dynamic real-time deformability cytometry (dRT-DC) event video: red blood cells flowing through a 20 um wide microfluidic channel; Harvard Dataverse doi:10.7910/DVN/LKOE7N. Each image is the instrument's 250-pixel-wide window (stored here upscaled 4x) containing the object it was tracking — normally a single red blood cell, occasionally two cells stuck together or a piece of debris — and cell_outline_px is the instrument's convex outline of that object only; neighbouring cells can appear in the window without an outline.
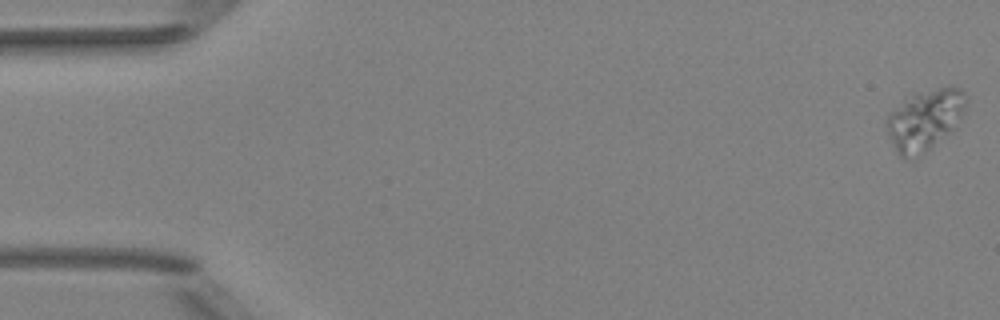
{"species": "Egyptian fruit bat (a non-hibernating species)", "species_latin": "Rousettus aegyptiacus", "temperature_condition": "room temperature", "stored_images_in_passage": 53, "camera_frame_rate_fps": 3000, "um_per_image_px": 0.085, "animal": {"sex": "female"}, "frame": {"image": 1, "passage_image": 1, "time_ms": 0.0, "image_size_px": [1000, 320], "cell_outline_px": [[968, 100], [964, 112], [956, 128], [924, 152], [904, 160], [896, 152], [888, 136], [884, 120], [912, 92], [948, 84], [960, 88], [968, 96]], "centroid_in_image_um": [78.64, 10.12], "position_along_channel_um": 6.4, "area_um2": 28.84}}
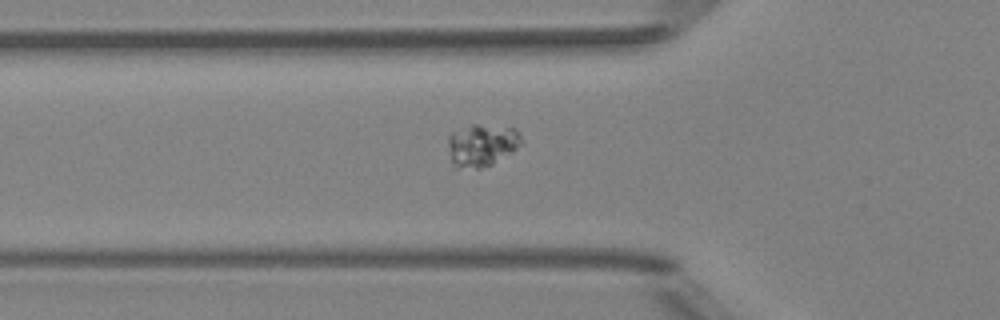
{"frame": {"image": 2, "passage_image": 19, "time_ms": 6.0, "image_size_px": [1000, 320], "cell_outline_px": [[524, 144], [512, 152], [492, 164], [480, 168], [456, 168], [452, 164], [448, 148], [448, 136], [452, 132], [472, 124], [476, 124], [516, 128], [520, 132], [524, 140]], "centroid_in_image_um": [40.99, 12.33], "position_along_channel_um": 84.8, "area_um2": 18.44}}
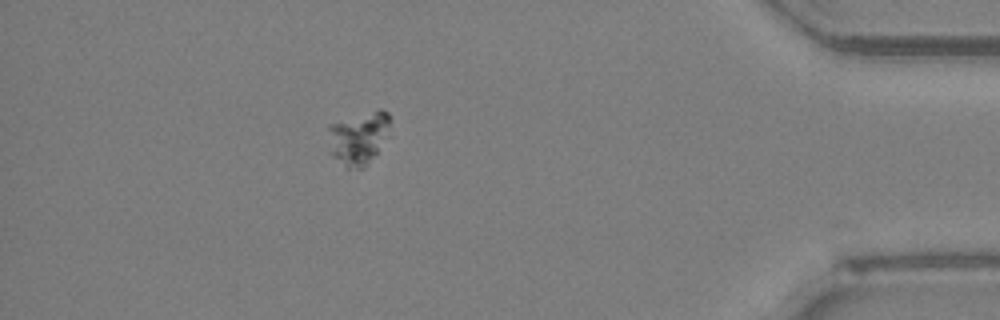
{"frame": {"image": 3, "passage_image": 47, "time_ms": 15.333, "image_size_px": [1000, 320], "cell_outline_px": [[388, 124], [376, 152], [364, 168], [348, 168], [332, 156], [328, 128], [328, 124], [380, 108], [388, 112]], "centroid_in_image_um": [30.41, 11.7], "position_along_channel_um": 404.8, "area_um2": 18.15}}